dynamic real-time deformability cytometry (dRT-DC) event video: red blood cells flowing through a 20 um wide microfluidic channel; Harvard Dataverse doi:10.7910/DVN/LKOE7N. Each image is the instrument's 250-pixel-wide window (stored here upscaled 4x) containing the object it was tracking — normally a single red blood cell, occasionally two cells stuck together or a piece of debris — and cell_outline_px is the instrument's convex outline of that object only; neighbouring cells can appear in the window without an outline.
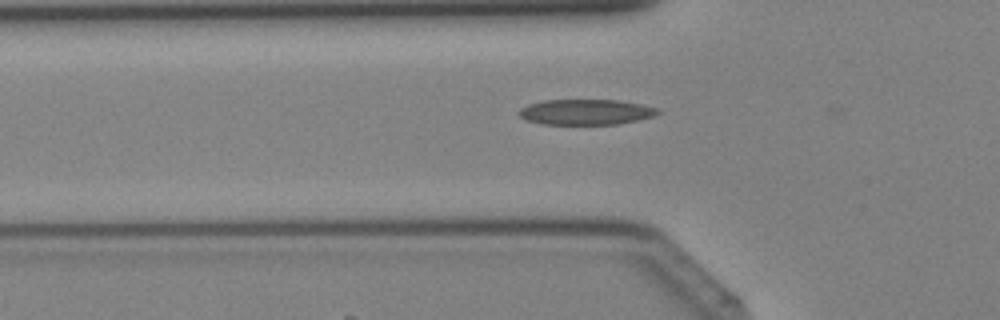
{"species": "Egyptian fruit bat (a non-hibernating species)", "species_latin": "Rousettus aegyptiacus", "temperature_condition": "cold", "stored_images_in_passage": 26, "camera_frame_rate_fps": 3000, "um_per_image_px": 0.085, "animal": {"sex": "female"}, "frame": {"image": 1, "passage_image": 3, "time_ms": 0.667, "image_size_px": [1000, 320], "cell_outline_px": [[660, 112], [652, 116], [620, 124], [540, 124], [524, 120], [516, 112], [520, 108], [528, 104], [544, 100], [620, 100], [640, 104], [656, 108]], "centroid_in_image_um": [49.72, 9.52], "position_along_channel_um": 76.1, "area_um2": 20.63}}
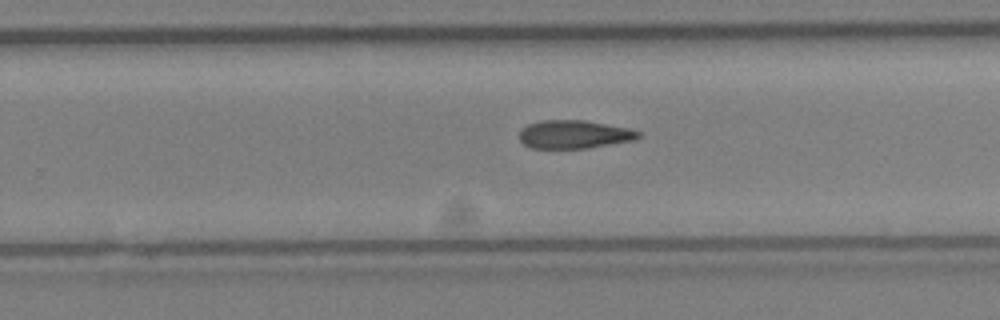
{"frame": {"image": 2, "passage_image": 15, "time_ms": 4.667, "image_size_px": [1000, 320], "cell_outline_px": [[640, 136], [636, 140], [588, 148], [532, 148], [524, 144], [520, 140], [520, 132], [528, 124], [540, 120], [584, 120], [628, 128], [640, 132]], "centroid_in_image_um": [48.82, 11.42], "position_along_channel_um": 281.0, "area_um2": 19.54}}
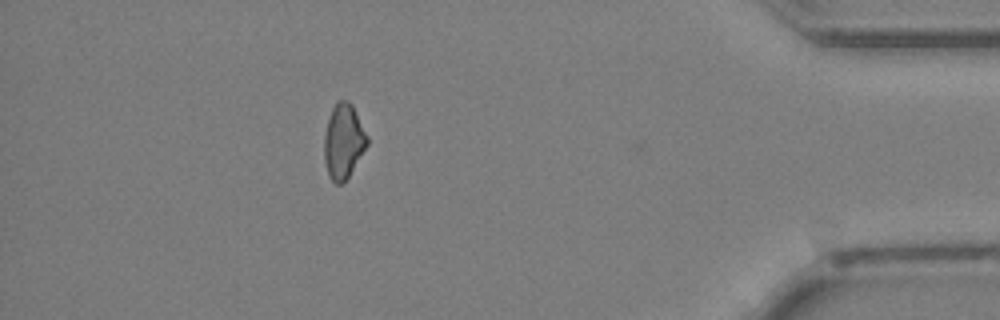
{"frame": {"image": 3, "passage_image": 25, "time_ms": 8.0, "image_size_px": [1000, 320], "cell_outline_px": [[368, 144], [344, 184], [336, 184], [328, 176], [324, 160], [324, 136], [328, 120], [332, 108], [336, 100], [348, 100], [352, 104], [368, 136]], "centroid_in_image_um": [29.19, 12.02], "position_along_channel_um": 406.0, "area_um2": 18.84}}